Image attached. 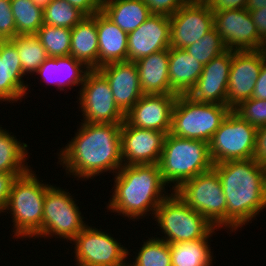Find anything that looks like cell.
Masks as SVG:
<instances>
[{"label": "cell", "instance_id": "8", "mask_svg": "<svg viewBox=\"0 0 266 266\" xmlns=\"http://www.w3.org/2000/svg\"><path fill=\"white\" fill-rule=\"evenodd\" d=\"M67 191L55 184L46 190L40 239L71 242L88 225L74 194Z\"/></svg>", "mask_w": 266, "mask_h": 266}, {"label": "cell", "instance_id": "28", "mask_svg": "<svg viewBox=\"0 0 266 266\" xmlns=\"http://www.w3.org/2000/svg\"><path fill=\"white\" fill-rule=\"evenodd\" d=\"M216 228L207 238L169 244L171 264L173 266H213V247L211 237L216 235ZM216 231V232H215ZM211 239V240H210Z\"/></svg>", "mask_w": 266, "mask_h": 266}, {"label": "cell", "instance_id": "17", "mask_svg": "<svg viewBox=\"0 0 266 266\" xmlns=\"http://www.w3.org/2000/svg\"><path fill=\"white\" fill-rule=\"evenodd\" d=\"M178 95L143 94L125 114V120L133 127L170 133L172 111Z\"/></svg>", "mask_w": 266, "mask_h": 266}, {"label": "cell", "instance_id": "18", "mask_svg": "<svg viewBox=\"0 0 266 266\" xmlns=\"http://www.w3.org/2000/svg\"><path fill=\"white\" fill-rule=\"evenodd\" d=\"M232 51L227 50L204 65L193 89L188 93L193 101L227 105V85Z\"/></svg>", "mask_w": 266, "mask_h": 266}, {"label": "cell", "instance_id": "34", "mask_svg": "<svg viewBox=\"0 0 266 266\" xmlns=\"http://www.w3.org/2000/svg\"><path fill=\"white\" fill-rule=\"evenodd\" d=\"M43 13V24L69 29H72L86 16L66 0H52Z\"/></svg>", "mask_w": 266, "mask_h": 266}, {"label": "cell", "instance_id": "30", "mask_svg": "<svg viewBox=\"0 0 266 266\" xmlns=\"http://www.w3.org/2000/svg\"><path fill=\"white\" fill-rule=\"evenodd\" d=\"M16 46L22 71L25 75H34L39 66L48 58L45 48L36 34H21L10 39ZM30 74V75H29Z\"/></svg>", "mask_w": 266, "mask_h": 266}, {"label": "cell", "instance_id": "40", "mask_svg": "<svg viewBox=\"0 0 266 266\" xmlns=\"http://www.w3.org/2000/svg\"><path fill=\"white\" fill-rule=\"evenodd\" d=\"M254 160L266 167V125L257 129Z\"/></svg>", "mask_w": 266, "mask_h": 266}, {"label": "cell", "instance_id": "6", "mask_svg": "<svg viewBox=\"0 0 266 266\" xmlns=\"http://www.w3.org/2000/svg\"><path fill=\"white\" fill-rule=\"evenodd\" d=\"M155 219V220H154ZM153 220L161 237L169 244L207 238L216 227L189 207L174 191L159 204ZM162 234V235H161Z\"/></svg>", "mask_w": 266, "mask_h": 266}, {"label": "cell", "instance_id": "2", "mask_svg": "<svg viewBox=\"0 0 266 266\" xmlns=\"http://www.w3.org/2000/svg\"><path fill=\"white\" fill-rule=\"evenodd\" d=\"M227 203V233L241 230L266 208V167L254 158L213 164Z\"/></svg>", "mask_w": 266, "mask_h": 266}, {"label": "cell", "instance_id": "19", "mask_svg": "<svg viewBox=\"0 0 266 266\" xmlns=\"http://www.w3.org/2000/svg\"><path fill=\"white\" fill-rule=\"evenodd\" d=\"M170 48V18L152 14L136 30L128 33L127 61L136 62Z\"/></svg>", "mask_w": 266, "mask_h": 266}, {"label": "cell", "instance_id": "3", "mask_svg": "<svg viewBox=\"0 0 266 266\" xmlns=\"http://www.w3.org/2000/svg\"><path fill=\"white\" fill-rule=\"evenodd\" d=\"M112 181V195L105 209L129 221L139 222L150 214L153 218L168 191L172 192L162 180L159 164L122 165Z\"/></svg>", "mask_w": 266, "mask_h": 266}, {"label": "cell", "instance_id": "35", "mask_svg": "<svg viewBox=\"0 0 266 266\" xmlns=\"http://www.w3.org/2000/svg\"><path fill=\"white\" fill-rule=\"evenodd\" d=\"M185 50L197 61L205 65L228 49L218 31L213 28L195 43L186 47Z\"/></svg>", "mask_w": 266, "mask_h": 266}, {"label": "cell", "instance_id": "41", "mask_svg": "<svg viewBox=\"0 0 266 266\" xmlns=\"http://www.w3.org/2000/svg\"><path fill=\"white\" fill-rule=\"evenodd\" d=\"M248 0H205L212 11L246 9Z\"/></svg>", "mask_w": 266, "mask_h": 266}, {"label": "cell", "instance_id": "23", "mask_svg": "<svg viewBox=\"0 0 266 266\" xmlns=\"http://www.w3.org/2000/svg\"><path fill=\"white\" fill-rule=\"evenodd\" d=\"M99 48V68L127 61L128 33L120 29L102 11L96 13Z\"/></svg>", "mask_w": 266, "mask_h": 266}, {"label": "cell", "instance_id": "15", "mask_svg": "<svg viewBox=\"0 0 266 266\" xmlns=\"http://www.w3.org/2000/svg\"><path fill=\"white\" fill-rule=\"evenodd\" d=\"M120 136L123 165L159 164L164 132L133 127L125 120Z\"/></svg>", "mask_w": 266, "mask_h": 266}, {"label": "cell", "instance_id": "48", "mask_svg": "<svg viewBox=\"0 0 266 266\" xmlns=\"http://www.w3.org/2000/svg\"><path fill=\"white\" fill-rule=\"evenodd\" d=\"M185 2H202V1H205V0H184Z\"/></svg>", "mask_w": 266, "mask_h": 266}, {"label": "cell", "instance_id": "25", "mask_svg": "<svg viewBox=\"0 0 266 266\" xmlns=\"http://www.w3.org/2000/svg\"><path fill=\"white\" fill-rule=\"evenodd\" d=\"M204 65L185 49L169 48L168 75L170 88L176 95H188L199 79Z\"/></svg>", "mask_w": 266, "mask_h": 266}, {"label": "cell", "instance_id": "10", "mask_svg": "<svg viewBox=\"0 0 266 266\" xmlns=\"http://www.w3.org/2000/svg\"><path fill=\"white\" fill-rule=\"evenodd\" d=\"M113 234L89 224L71 241L75 266H124L128 252Z\"/></svg>", "mask_w": 266, "mask_h": 266}, {"label": "cell", "instance_id": "22", "mask_svg": "<svg viewBox=\"0 0 266 266\" xmlns=\"http://www.w3.org/2000/svg\"><path fill=\"white\" fill-rule=\"evenodd\" d=\"M90 69L72 56L48 57L34 73L39 75L45 85H52L58 90L65 91L73 87L81 88L84 77ZM47 83V84H46ZM68 88V89H67Z\"/></svg>", "mask_w": 266, "mask_h": 266}, {"label": "cell", "instance_id": "9", "mask_svg": "<svg viewBox=\"0 0 266 266\" xmlns=\"http://www.w3.org/2000/svg\"><path fill=\"white\" fill-rule=\"evenodd\" d=\"M174 193L189 207L206 217L219 231L227 230L226 198L214 168L184 181Z\"/></svg>", "mask_w": 266, "mask_h": 266}, {"label": "cell", "instance_id": "20", "mask_svg": "<svg viewBox=\"0 0 266 266\" xmlns=\"http://www.w3.org/2000/svg\"><path fill=\"white\" fill-rule=\"evenodd\" d=\"M97 70L107 79L116 105L126 114L143 95L135 62L109 63Z\"/></svg>", "mask_w": 266, "mask_h": 266}, {"label": "cell", "instance_id": "27", "mask_svg": "<svg viewBox=\"0 0 266 266\" xmlns=\"http://www.w3.org/2000/svg\"><path fill=\"white\" fill-rule=\"evenodd\" d=\"M101 11L127 33L136 30L152 15L143 0H103Z\"/></svg>", "mask_w": 266, "mask_h": 266}, {"label": "cell", "instance_id": "37", "mask_svg": "<svg viewBox=\"0 0 266 266\" xmlns=\"http://www.w3.org/2000/svg\"><path fill=\"white\" fill-rule=\"evenodd\" d=\"M16 36L11 0H0V40H10Z\"/></svg>", "mask_w": 266, "mask_h": 266}, {"label": "cell", "instance_id": "24", "mask_svg": "<svg viewBox=\"0 0 266 266\" xmlns=\"http://www.w3.org/2000/svg\"><path fill=\"white\" fill-rule=\"evenodd\" d=\"M135 65L143 94H175L168 75L169 49L143 57Z\"/></svg>", "mask_w": 266, "mask_h": 266}, {"label": "cell", "instance_id": "46", "mask_svg": "<svg viewBox=\"0 0 266 266\" xmlns=\"http://www.w3.org/2000/svg\"><path fill=\"white\" fill-rule=\"evenodd\" d=\"M32 1L37 7L44 10L51 3L52 0H32Z\"/></svg>", "mask_w": 266, "mask_h": 266}, {"label": "cell", "instance_id": "11", "mask_svg": "<svg viewBox=\"0 0 266 266\" xmlns=\"http://www.w3.org/2000/svg\"><path fill=\"white\" fill-rule=\"evenodd\" d=\"M257 129L231 110L209 142V153L213 164L252 159Z\"/></svg>", "mask_w": 266, "mask_h": 266}, {"label": "cell", "instance_id": "13", "mask_svg": "<svg viewBox=\"0 0 266 266\" xmlns=\"http://www.w3.org/2000/svg\"><path fill=\"white\" fill-rule=\"evenodd\" d=\"M170 18V48L195 43L214 28L213 11L205 1L185 2Z\"/></svg>", "mask_w": 266, "mask_h": 266}, {"label": "cell", "instance_id": "39", "mask_svg": "<svg viewBox=\"0 0 266 266\" xmlns=\"http://www.w3.org/2000/svg\"><path fill=\"white\" fill-rule=\"evenodd\" d=\"M25 173L0 172V216L4 213L14 180Z\"/></svg>", "mask_w": 266, "mask_h": 266}, {"label": "cell", "instance_id": "4", "mask_svg": "<svg viewBox=\"0 0 266 266\" xmlns=\"http://www.w3.org/2000/svg\"><path fill=\"white\" fill-rule=\"evenodd\" d=\"M33 169L17 177L11 187L4 211L10 214L13 223L12 238L30 240L42 233L43 204L50 182H43ZM41 179V180H40Z\"/></svg>", "mask_w": 266, "mask_h": 266}, {"label": "cell", "instance_id": "31", "mask_svg": "<svg viewBox=\"0 0 266 266\" xmlns=\"http://www.w3.org/2000/svg\"><path fill=\"white\" fill-rule=\"evenodd\" d=\"M146 238L148 239H144L139 250L137 249L136 252L133 251L135 256L133 254L131 255V252H128V255H130L128 256L130 257L128 258V264L130 266H171L169 243L158 239L157 233L154 237L150 235V238L148 236Z\"/></svg>", "mask_w": 266, "mask_h": 266}, {"label": "cell", "instance_id": "42", "mask_svg": "<svg viewBox=\"0 0 266 266\" xmlns=\"http://www.w3.org/2000/svg\"><path fill=\"white\" fill-rule=\"evenodd\" d=\"M75 8H78L86 16H92L101 11L102 0H66Z\"/></svg>", "mask_w": 266, "mask_h": 266}, {"label": "cell", "instance_id": "33", "mask_svg": "<svg viewBox=\"0 0 266 266\" xmlns=\"http://www.w3.org/2000/svg\"><path fill=\"white\" fill-rule=\"evenodd\" d=\"M36 35L48 57L70 56L71 29L43 24Z\"/></svg>", "mask_w": 266, "mask_h": 266}, {"label": "cell", "instance_id": "47", "mask_svg": "<svg viewBox=\"0 0 266 266\" xmlns=\"http://www.w3.org/2000/svg\"><path fill=\"white\" fill-rule=\"evenodd\" d=\"M260 51L262 52V55L266 59V38L262 42V46L260 48Z\"/></svg>", "mask_w": 266, "mask_h": 266}, {"label": "cell", "instance_id": "44", "mask_svg": "<svg viewBox=\"0 0 266 266\" xmlns=\"http://www.w3.org/2000/svg\"><path fill=\"white\" fill-rule=\"evenodd\" d=\"M249 12L256 25L259 37L264 40L266 38V6Z\"/></svg>", "mask_w": 266, "mask_h": 266}, {"label": "cell", "instance_id": "7", "mask_svg": "<svg viewBox=\"0 0 266 266\" xmlns=\"http://www.w3.org/2000/svg\"><path fill=\"white\" fill-rule=\"evenodd\" d=\"M231 109L227 105L199 103L178 95L171 120L170 134L209 143Z\"/></svg>", "mask_w": 266, "mask_h": 266}, {"label": "cell", "instance_id": "12", "mask_svg": "<svg viewBox=\"0 0 266 266\" xmlns=\"http://www.w3.org/2000/svg\"><path fill=\"white\" fill-rule=\"evenodd\" d=\"M78 91L76 102L83 113L81 122L122 124L125 121V114L116 105L107 79L97 69L86 73Z\"/></svg>", "mask_w": 266, "mask_h": 266}, {"label": "cell", "instance_id": "26", "mask_svg": "<svg viewBox=\"0 0 266 266\" xmlns=\"http://www.w3.org/2000/svg\"><path fill=\"white\" fill-rule=\"evenodd\" d=\"M70 56L90 70L99 68L96 14L85 16L71 29Z\"/></svg>", "mask_w": 266, "mask_h": 266}, {"label": "cell", "instance_id": "32", "mask_svg": "<svg viewBox=\"0 0 266 266\" xmlns=\"http://www.w3.org/2000/svg\"><path fill=\"white\" fill-rule=\"evenodd\" d=\"M17 35L36 34L43 25V10L32 0H11Z\"/></svg>", "mask_w": 266, "mask_h": 266}, {"label": "cell", "instance_id": "14", "mask_svg": "<svg viewBox=\"0 0 266 266\" xmlns=\"http://www.w3.org/2000/svg\"><path fill=\"white\" fill-rule=\"evenodd\" d=\"M214 28L231 51L260 50L263 40L247 9L213 11Z\"/></svg>", "mask_w": 266, "mask_h": 266}, {"label": "cell", "instance_id": "21", "mask_svg": "<svg viewBox=\"0 0 266 266\" xmlns=\"http://www.w3.org/2000/svg\"><path fill=\"white\" fill-rule=\"evenodd\" d=\"M22 71L16 46L10 40H0V103H19L27 98L30 83ZM25 82V83H24ZM29 89V90H28ZM28 91V92H27ZM19 101V102H18Z\"/></svg>", "mask_w": 266, "mask_h": 266}, {"label": "cell", "instance_id": "36", "mask_svg": "<svg viewBox=\"0 0 266 266\" xmlns=\"http://www.w3.org/2000/svg\"><path fill=\"white\" fill-rule=\"evenodd\" d=\"M233 111L256 128L266 125V100L250 98L242 101Z\"/></svg>", "mask_w": 266, "mask_h": 266}, {"label": "cell", "instance_id": "43", "mask_svg": "<svg viewBox=\"0 0 266 266\" xmlns=\"http://www.w3.org/2000/svg\"><path fill=\"white\" fill-rule=\"evenodd\" d=\"M252 98L266 100V59L263 56V64L256 80Z\"/></svg>", "mask_w": 266, "mask_h": 266}, {"label": "cell", "instance_id": "16", "mask_svg": "<svg viewBox=\"0 0 266 266\" xmlns=\"http://www.w3.org/2000/svg\"><path fill=\"white\" fill-rule=\"evenodd\" d=\"M263 64V55L256 51H232L227 85V106L233 110L242 101L252 98Z\"/></svg>", "mask_w": 266, "mask_h": 266}, {"label": "cell", "instance_id": "5", "mask_svg": "<svg viewBox=\"0 0 266 266\" xmlns=\"http://www.w3.org/2000/svg\"><path fill=\"white\" fill-rule=\"evenodd\" d=\"M159 168L163 182L170 190L175 191L184 181L213 168L209 143L168 133L164 140Z\"/></svg>", "mask_w": 266, "mask_h": 266}, {"label": "cell", "instance_id": "38", "mask_svg": "<svg viewBox=\"0 0 266 266\" xmlns=\"http://www.w3.org/2000/svg\"><path fill=\"white\" fill-rule=\"evenodd\" d=\"M152 14L172 16L184 3V0H143Z\"/></svg>", "mask_w": 266, "mask_h": 266}, {"label": "cell", "instance_id": "29", "mask_svg": "<svg viewBox=\"0 0 266 266\" xmlns=\"http://www.w3.org/2000/svg\"><path fill=\"white\" fill-rule=\"evenodd\" d=\"M0 125V172L27 173L33 167L28 165L30 155L28 144ZM28 161V162H27Z\"/></svg>", "mask_w": 266, "mask_h": 266}, {"label": "cell", "instance_id": "45", "mask_svg": "<svg viewBox=\"0 0 266 266\" xmlns=\"http://www.w3.org/2000/svg\"><path fill=\"white\" fill-rule=\"evenodd\" d=\"M266 6V0H248L246 9L248 11L257 10Z\"/></svg>", "mask_w": 266, "mask_h": 266}, {"label": "cell", "instance_id": "1", "mask_svg": "<svg viewBox=\"0 0 266 266\" xmlns=\"http://www.w3.org/2000/svg\"><path fill=\"white\" fill-rule=\"evenodd\" d=\"M75 136L59 149L56 162L68 177L87 181L122 167L121 124L80 122ZM103 173V174H102Z\"/></svg>", "mask_w": 266, "mask_h": 266}]
</instances>
